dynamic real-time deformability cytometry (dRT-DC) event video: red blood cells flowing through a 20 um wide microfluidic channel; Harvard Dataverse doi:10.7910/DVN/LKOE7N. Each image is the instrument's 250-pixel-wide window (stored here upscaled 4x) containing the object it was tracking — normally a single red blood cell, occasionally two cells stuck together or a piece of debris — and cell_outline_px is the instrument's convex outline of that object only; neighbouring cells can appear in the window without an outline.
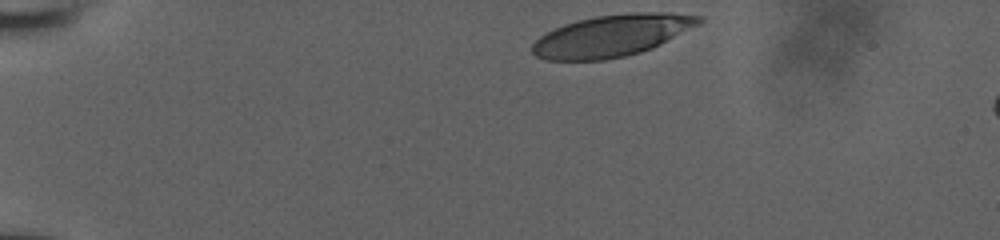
{"species": "human", "species_latin": "Homo sapiens", "temperature_condition": "room temperature", "stored_images_in_passage": 9, "segment_of_instrument_passage": [1, 2], "camera_frame_rate_fps": 3000, "um_per_image_px": 0.085, "donor": {"sex": "male"}, "frame": {"image": 1, "passage_image": 1, "time_ms": 0.0, "image_size_px": [1000, 240], "cell_outline_px": [[704, 20], [700, 24], [652, 48], [640, 52], [624, 56], [604, 60], [544, 60], [536, 56], [532, 52], [532, 44], [540, 36], [564, 24], [576, 20], [596, 16], [628, 12], [668, 12], [704, 16]], "centroid_in_image_um": [52.03, 3.01], "position_along_channel_um": 33.0, "area_um2": 40.63}}